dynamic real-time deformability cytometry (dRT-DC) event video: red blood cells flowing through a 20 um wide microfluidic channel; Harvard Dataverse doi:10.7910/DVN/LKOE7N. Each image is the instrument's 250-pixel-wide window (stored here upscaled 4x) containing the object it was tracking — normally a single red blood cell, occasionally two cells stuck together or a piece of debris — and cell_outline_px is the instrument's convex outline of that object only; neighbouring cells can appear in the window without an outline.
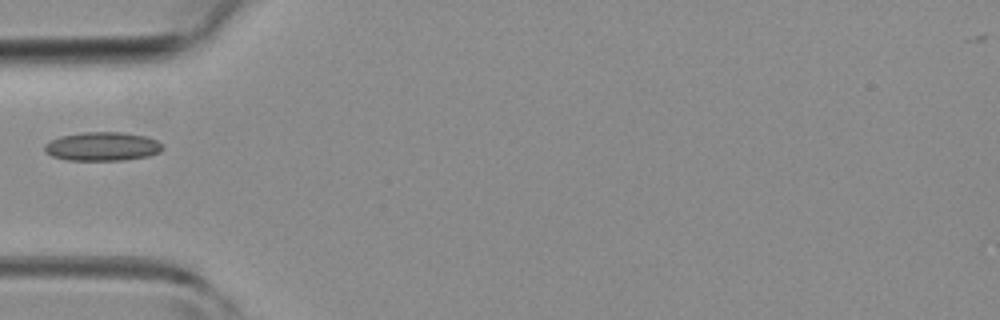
{"species": "common noctule bat (a hibernating species)", "species_latin": "Nyctalus noctula", "temperature_condition": "room temperature", "stored_images_in_passage": 3, "camera_frame_rate_fps": 3000, "um_per_image_px": 0.085, "animal": {"sex": "female", "body_mass_g": 19.3, "forearm_length_mm": 54.1}, "frame": {"image": 1, "passage_image": 3, "time_ms": 3.333, "image_size_px": [1000, 320], "cell_outline_px": [[164, 148], [160, 152], [148, 156], [120, 160], [68, 160], [52, 156], [44, 152], [44, 144], [60, 136], [84, 132], [124, 132], [148, 136], [156, 140]], "centroid_in_image_um": [8.7, 12.44], "position_along_channel_um": 76.3, "area_um2": 19.83}}